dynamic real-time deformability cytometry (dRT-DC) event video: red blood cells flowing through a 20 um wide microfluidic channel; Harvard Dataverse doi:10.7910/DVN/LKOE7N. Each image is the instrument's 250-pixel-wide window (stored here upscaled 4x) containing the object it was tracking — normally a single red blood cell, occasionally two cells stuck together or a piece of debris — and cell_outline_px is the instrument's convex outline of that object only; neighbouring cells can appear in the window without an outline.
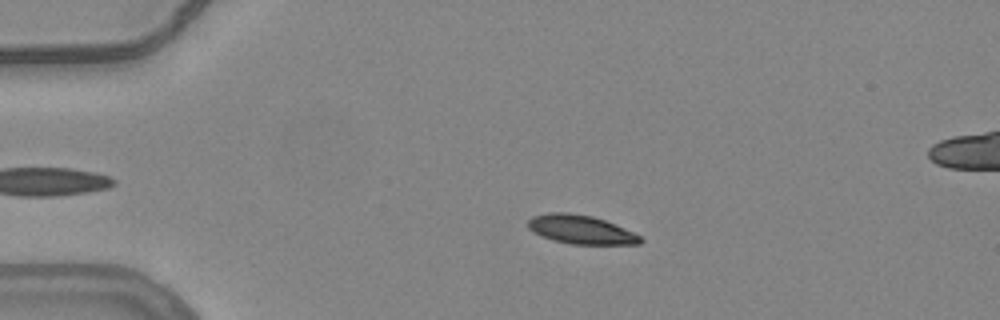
{"species": "common noctule bat (a hibernating species)", "species_latin": "Nyctalus noctula", "temperature_condition": "warm", "stored_images_in_passage": 48, "camera_frame_rate_fps": 3000, "um_per_image_px": 0.085, "animal": {"sex": "female", "body_mass_g": 24.6, "forearm_length_mm": 56.2}, "frame": {"image": 1, "passage_image": 12, "time_ms": 3.667, "image_size_px": [1000, 320], "cell_outline_px": [[644, 240], [640, 244], [572, 244], [552, 240], [540, 236], [532, 232], [528, 228], [528, 220], [532, 216], [552, 212], [568, 212], [592, 216], [604, 220], [624, 228], [640, 236]], "centroid_in_image_um": [49.34, 19.51], "position_along_channel_um": 35.7, "area_um2": 18.84}}
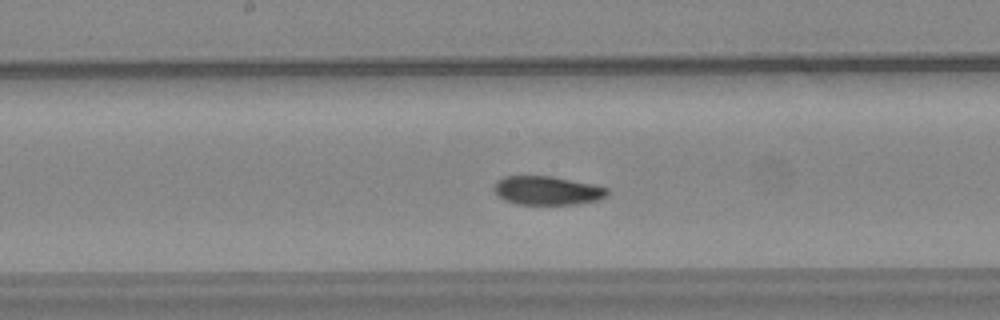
{"frame": {"image": 2, "passage_image": 29, "time_ms": 9.333, "image_size_px": [1000, 320], "cell_outline_px": [[608, 192], [600, 200], [576, 204], [516, 204], [504, 200], [492, 188], [496, 180], [504, 176], [552, 176], [592, 184], [608, 188]], "centroid_in_image_um": [46.49, 16.19], "position_along_channel_um": 201.7, "area_um2": 18.96}}
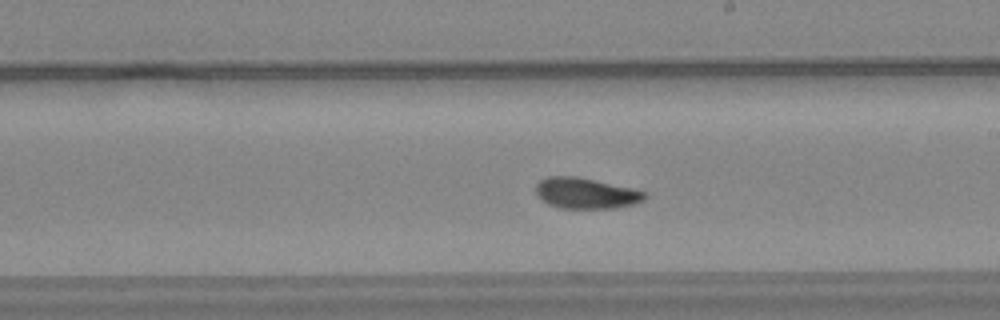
{"frame": {"image": 3, "passage_image": 32, "time_ms": 10.333, "image_size_px": [1000, 320], "cell_outline_px": [[648, 196], [644, 200], [632, 204], [616, 208], [560, 208], [548, 204], [536, 196], [536, 184], [540, 180], [548, 176], [576, 176], [632, 188], [644, 192]], "centroid_in_image_um": [49.77, 16.42], "position_along_channel_um": 239.2, "area_um2": 19.54}, "authors_computed_cell_mechanics": {"area_um2": 19.5364, "velocity_mm_per_s": 3.7654, "shape_relaxation_time_tau1_ms": 4.2895, "shape_relaxation_time_tau2_ms": 3.1688, "deformation_change_tau1": 0.1484, "deformation_change_tau2": 0.0707}}